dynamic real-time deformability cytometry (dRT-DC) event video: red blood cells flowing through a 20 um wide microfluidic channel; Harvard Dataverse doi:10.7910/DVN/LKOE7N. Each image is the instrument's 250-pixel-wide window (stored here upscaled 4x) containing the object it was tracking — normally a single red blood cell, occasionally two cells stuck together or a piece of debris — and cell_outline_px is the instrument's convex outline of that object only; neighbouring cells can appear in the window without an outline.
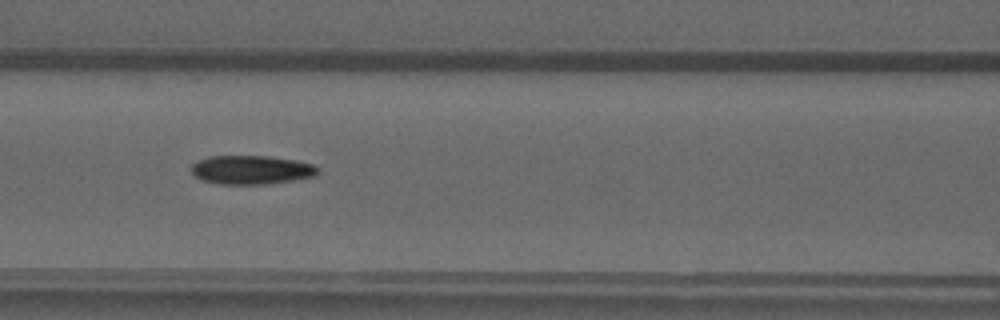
{"species": "common noctule bat (a hibernating species)", "species_latin": "Nyctalus noctula", "temperature_condition": "warm", "stored_images_in_passage": 35, "camera_frame_rate_fps": 3000, "um_per_image_px": 0.085, "animal": {"sex": "male", "forearm_length_mm": 52.5}, "frame": {"image": 1, "passage_image": 8, "time_ms": 2.333, "image_size_px": [1000, 320], "cell_outline_px": [[320, 172], [312, 176], [292, 180], [264, 184], [220, 184], [200, 180], [192, 172], [192, 164], [208, 156], [268, 156], [296, 160], [312, 164], [320, 168]], "centroid_in_image_um": [21.37, 14.43], "position_along_channel_um": 145.2, "area_um2": 21.15}}
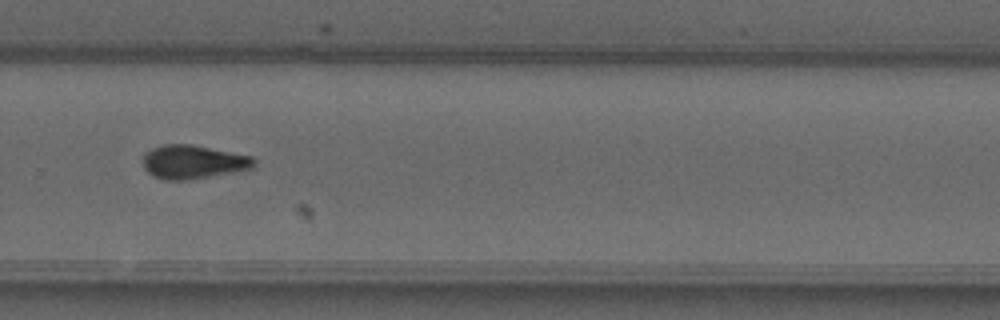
{"frame": {"image": 2, "passage_image": 20, "time_ms": 6.333, "image_size_px": [1000, 320], "cell_outline_px": [[256, 168], [240, 172], [184, 180], [164, 180], [152, 176], [144, 168], [144, 156], [152, 148], [164, 144], [192, 144], [252, 156], [256, 160]], "centroid_in_image_um": [16.49, 13.77], "position_along_channel_um": 313.3, "area_um2": 22.08}}
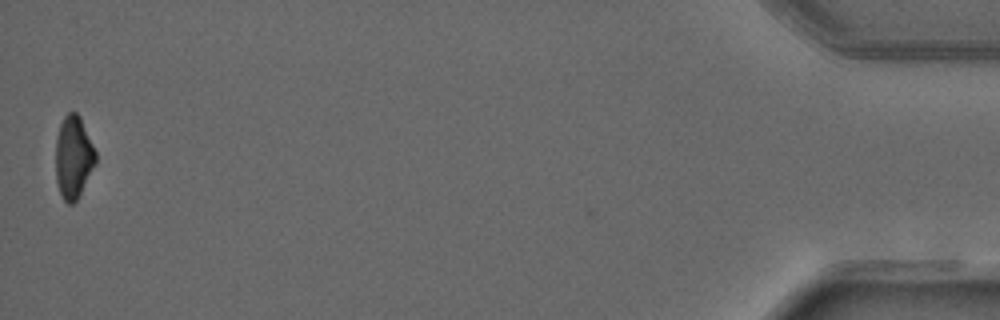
{"frame": {"image": 3, "passage_image": 35, "time_ms": 11.333, "image_size_px": [1000, 320], "cell_outline_px": [[96, 164], [76, 200], [72, 204], [68, 204], [64, 200], [60, 192], [56, 180], [56, 136], [60, 124], [64, 116], [68, 112], [76, 112], [80, 116], [96, 152]], "centroid_in_image_um": [6.24, 13.34], "position_along_channel_um": 429.0, "area_um2": 19.13}}